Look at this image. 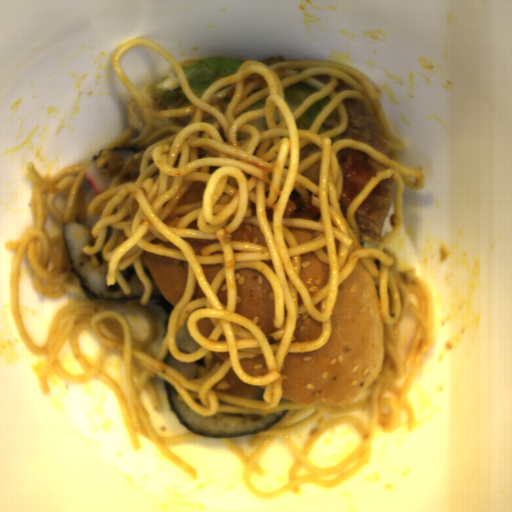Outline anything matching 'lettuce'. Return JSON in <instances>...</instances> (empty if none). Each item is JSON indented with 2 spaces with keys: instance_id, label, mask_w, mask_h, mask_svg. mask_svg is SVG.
Masks as SVG:
<instances>
[{
  "instance_id": "9fb2a089",
  "label": "lettuce",
  "mask_w": 512,
  "mask_h": 512,
  "mask_svg": "<svg viewBox=\"0 0 512 512\" xmlns=\"http://www.w3.org/2000/svg\"><path fill=\"white\" fill-rule=\"evenodd\" d=\"M240 64L237 59L212 57L199 60L183 72L194 93L202 94L215 79L236 73Z\"/></svg>"
},
{
  "instance_id": "494a5c6d",
  "label": "lettuce",
  "mask_w": 512,
  "mask_h": 512,
  "mask_svg": "<svg viewBox=\"0 0 512 512\" xmlns=\"http://www.w3.org/2000/svg\"><path fill=\"white\" fill-rule=\"evenodd\" d=\"M146 93L153 110H179L193 104L187 98L177 72L149 83Z\"/></svg>"
},
{
  "instance_id": "88b5c38a",
  "label": "lettuce",
  "mask_w": 512,
  "mask_h": 512,
  "mask_svg": "<svg viewBox=\"0 0 512 512\" xmlns=\"http://www.w3.org/2000/svg\"><path fill=\"white\" fill-rule=\"evenodd\" d=\"M317 92L321 91L303 81L284 89L285 101L291 113L301 106L304 99Z\"/></svg>"
}]
</instances>
